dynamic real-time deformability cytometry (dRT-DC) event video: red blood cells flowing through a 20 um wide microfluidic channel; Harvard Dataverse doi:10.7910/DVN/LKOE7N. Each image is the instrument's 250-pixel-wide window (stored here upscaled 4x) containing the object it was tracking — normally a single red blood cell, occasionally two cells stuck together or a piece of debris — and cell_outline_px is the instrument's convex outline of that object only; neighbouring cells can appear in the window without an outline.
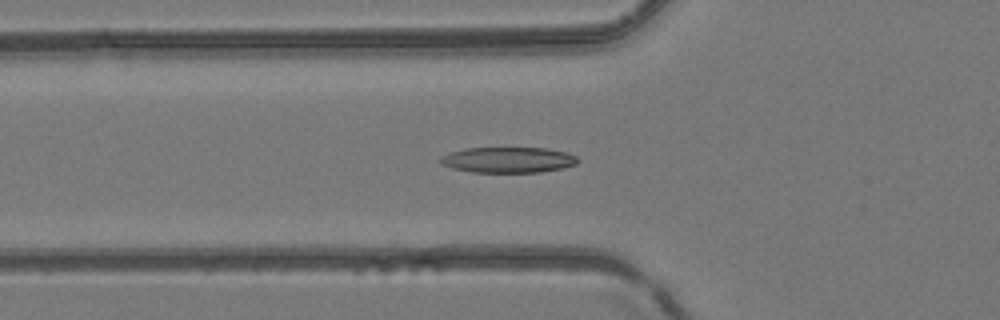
{"species": "common noctule bat (a hibernating species)", "species_latin": "Nyctalus noctula", "temperature_condition": "room temperature", "stored_images_in_passage": 37, "camera_frame_rate_fps": 3000, "um_per_image_px": 0.085, "animal": {"sex": "female", "body_mass_g": 24.6, "forearm_length_mm": 56.2}, "frame": {"image": 1, "passage_image": 7, "time_ms": 2.0, "image_size_px": [1000, 320], "cell_outline_px": [[580, 160], [576, 164], [564, 168], [540, 172], [472, 172], [452, 168], [440, 164], [440, 156], [464, 148], [544, 148], [568, 152], [576, 156]], "centroid_in_image_um": [43.21, 13.59], "position_along_channel_um": 82.6, "area_um2": 20.63}}
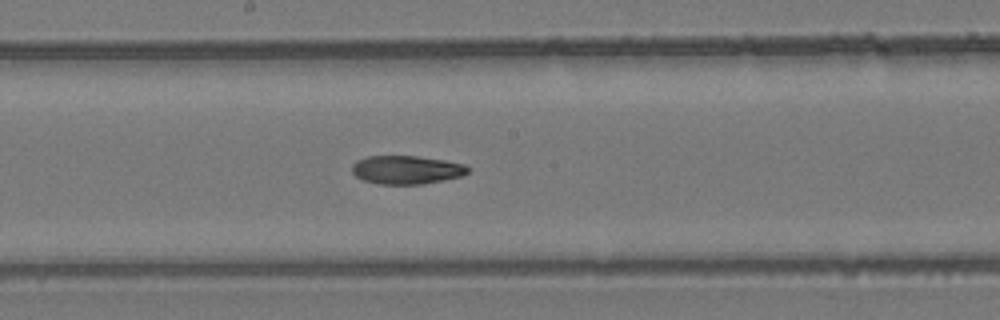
{"frame": {"image": 2, "passage_image": 16, "time_ms": 5.0, "image_size_px": [1000, 320], "cell_outline_px": [[468, 172], [464, 176], [424, 184], [380, 184], [364, 180], [356, 176], [352, 172], [352, 164], [356, 160], [368, 156], [416, 156], [444, 160], [464, 164], [468, 168]], "centroid_in_image_um": [34.55, 14.43], "position_along_channel_um": 213.6, "area_um2": 19.25}}
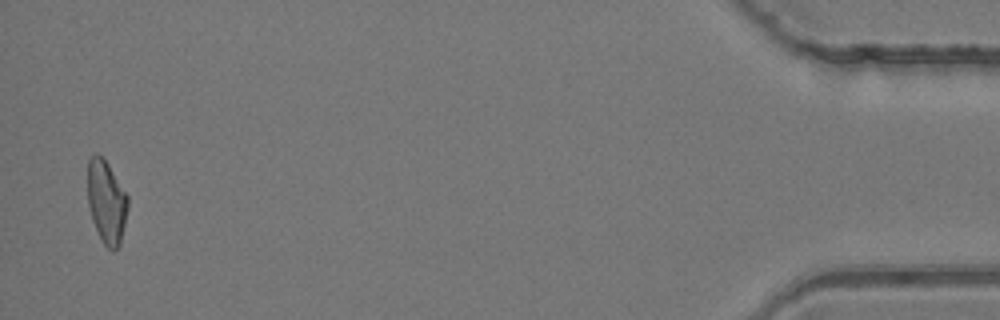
{"frame": {"image": 3, "passage_image": 37, "time_ms": 12.0, "image_size_px": [1000, 320], "cell_outline_px": [[128, 208], [120, 244], [112, 252], [104, 244], [92, 220], [88, 204], [88, 160], [96, 152], [108, 164], [128, 196]], "centroid_in_image_um": [9.05, 17.16], "position_along_channel_um": 426.1, "area_um2": 19.25}}